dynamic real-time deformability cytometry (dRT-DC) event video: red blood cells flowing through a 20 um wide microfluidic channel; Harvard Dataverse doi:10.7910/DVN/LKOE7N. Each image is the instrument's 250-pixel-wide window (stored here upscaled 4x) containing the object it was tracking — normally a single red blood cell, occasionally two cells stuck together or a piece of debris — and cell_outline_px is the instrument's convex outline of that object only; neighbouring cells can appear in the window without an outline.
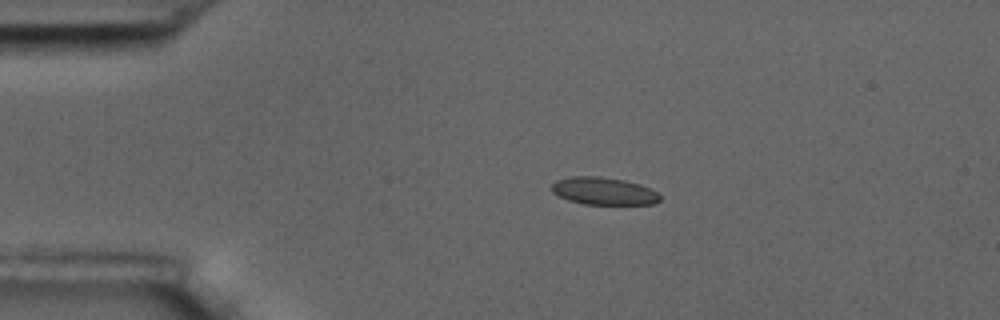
{"species": "common noctule bat (a hibernating species)", "species_latin": "Nyctalus noctula", "temperature_condition": "room temperature", "stored_images_in_passage": 7, "camera_frame_rate_fps": 3000, "um_per_image_px": 0.085, "animal": {"sex": "male", "body_mass_g": 17.5, "forearm_length_mm": 52.3}, "frame": {"image": 1, "passage_image": 3, "time_ms": 2.333, "image_size_px": [1000, 320], "cell_outline_px": [[660, 200], [656, 204], [584, 204], [568, 200], [552, 192], [552, 184], [556, 180], [572, 176], [600, 176], [624, 180], [640, 184], [656, 192], [660, 196]], "centroid_in_image_um": [51.31, 16.24], "position_along_channel_um": 33.7, "area_um2": 17.28}}
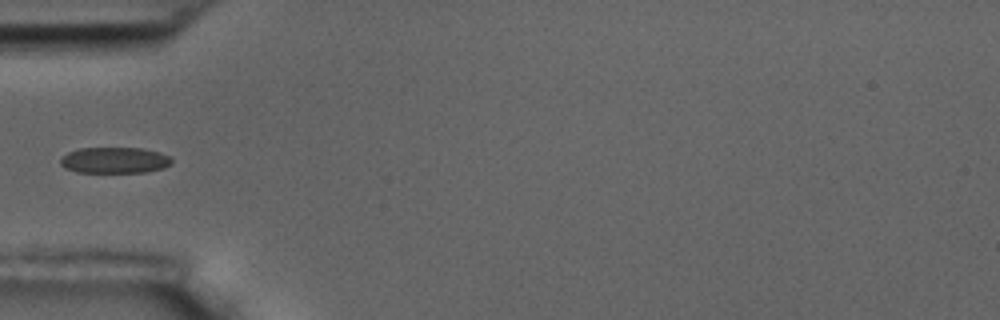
{"frame": {"image": 2, "passage_image": 5, "time_ms": 4.667, "image_size_px": [1000, 320], "cell_outline_px": [[172, 164], [164, 168], [144, 172], [76, 172], [64, 168], [60, 164], [60, 156], [68, 152], [80, 148], [140, 148], [160, 152], [168, 156], [172, 160]], "centroid_in_image_um": [9.71, 13.62], "position_along_channel_um": 75.3, "area_um2": 16.99}}